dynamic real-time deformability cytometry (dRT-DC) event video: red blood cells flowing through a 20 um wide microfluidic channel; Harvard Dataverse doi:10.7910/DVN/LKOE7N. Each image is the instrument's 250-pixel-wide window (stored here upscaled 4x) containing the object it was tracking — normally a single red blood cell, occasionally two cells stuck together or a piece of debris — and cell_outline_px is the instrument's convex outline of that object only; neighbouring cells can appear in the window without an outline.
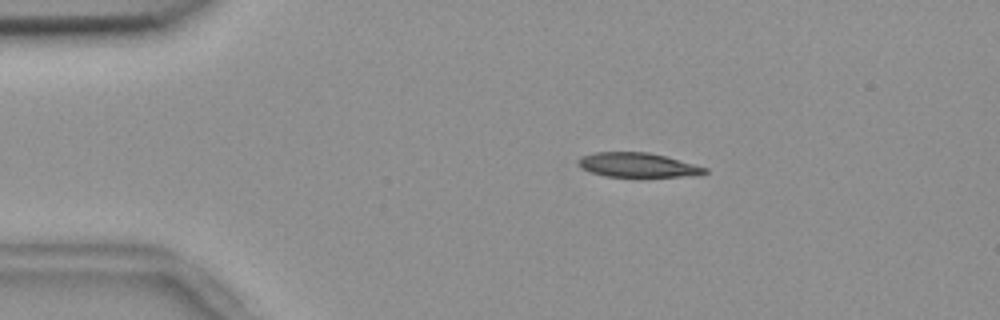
{"species": "common noctule bat (a hibernating species)", "species_latin": "Nyctalus noctula", "temperature_condition": "room temperature", "stored_images_in_passage": 56, "camera_frame_rate_fps": 3000, "um_per_image_px": 0.085, "animal": {"sex": "female", "body_mass_g": 18.4}, "frame": {"image": 1, "passage_image": 10, "time_ms": 3.0, "image_size_px": [1000, 320], "cell_outline_px": [[708, 172], [696, 176], [604, 176], [580, 168], [580, 156], [592, 152], [648, 152], [664, 156], [708, 168]], "centroid_in_image_um": [54.2, 14.02], "position_along_channel_um": 30.8, "area_um2": 17.74}}
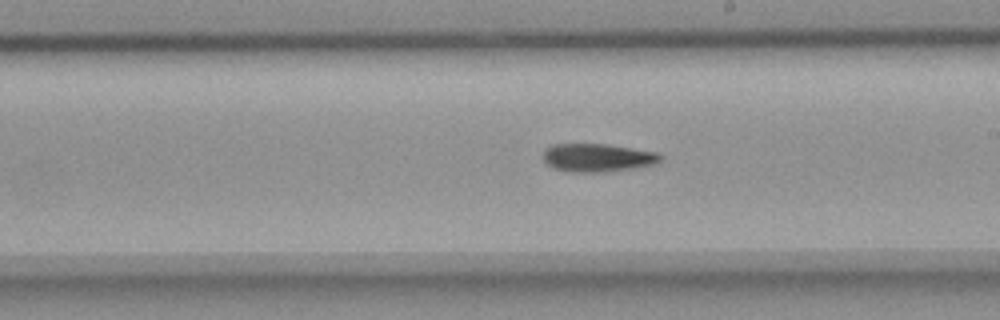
{"frame": {"image": 2, "passage_image": 31, "time_ms": 10.0, "image_size_px": [1000, 320], "cell_outline_px": [[664, 156], [656, 164], [636, 168], [608, 172], [564, 172], [552, 168], [544, 160], [544, 148], [552, 144], [604, 144], [632, 148], [656, 152]], "centroid_in_image_um": [50.78, 13.41], "position_along_channel_um": 238.2, "area_um2": 19.54}}
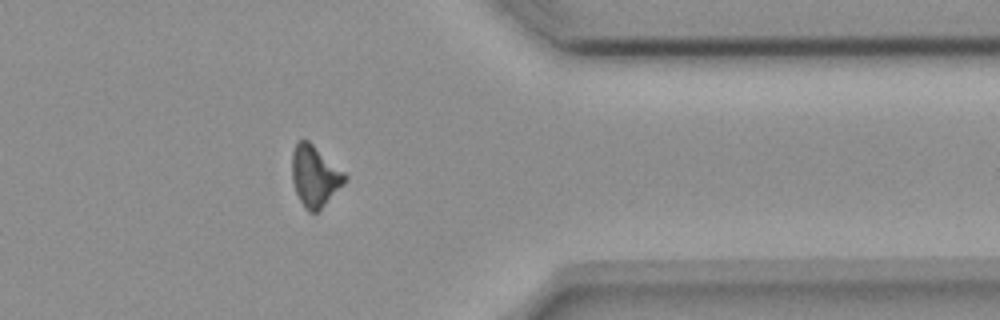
{"frame": {"image": 3, "passage_image": 44, "time_ms": 14.333, "image_size_px": [1000, 320], "cell_outline_px": [[348, 176], [344, 184], [316, 212], [308, 212], [304, 208], [296, 192], [292, 180], [292, 152], [296, 140], [308, 140], [344, 172]], "centroid_in_image_um": [26.73, 14.94], "position_along_channel_um": 384.7, "area_um2": 18.55}, "authors_computed_cell_mechanics": {"area_um2": 19.0162, "velocity_mm_per_s": 3.6878, "shape_relaxation_time_tau1_ms": 11.2513, "shape_relaxation_time_tau2_ms": null, "deformation_change_tau1": 0.2516, "deformation_change_tau2": null}}